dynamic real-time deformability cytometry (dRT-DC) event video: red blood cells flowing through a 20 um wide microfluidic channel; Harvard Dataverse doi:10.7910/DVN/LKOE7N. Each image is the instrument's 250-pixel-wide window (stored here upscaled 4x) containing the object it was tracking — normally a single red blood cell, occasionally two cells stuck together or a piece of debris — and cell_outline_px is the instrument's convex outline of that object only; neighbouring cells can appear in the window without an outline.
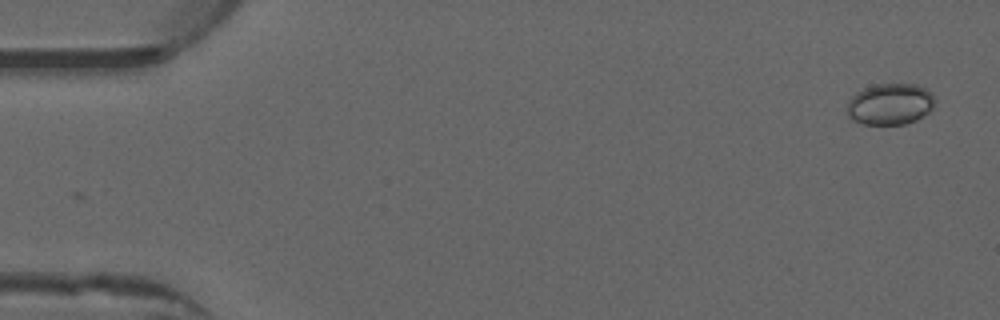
{"species": "common noctule bat (a hibernating species)", "species_latin": "Nyctalus noctula", "temperature_condition": "warm", "stored_images_in_passage": 16, "camera_frame_rate_fps": 3000, "um_per_image_px": 0.085, "animal": {"sex": "male", "forearm_length_mm": 52.5}, "frame": {"image": 1, "passage_image": 1, "time_ms": 0.0, "image_size_px": [1000, 320], "cell_outline_px": [[936, 100], [932, 108], [928, 112], [916, 120], [904, 124], [864, 124], [852, 120], [848, 116], [844, 108], [848, 100], [856, 92], [864, 88], [876, 84], [916, 84], [924, 88]], "centroid_in_image_um": [75.6, 8.85], "position_along_channel_um": 9.4, "area_um2": 21.27}}
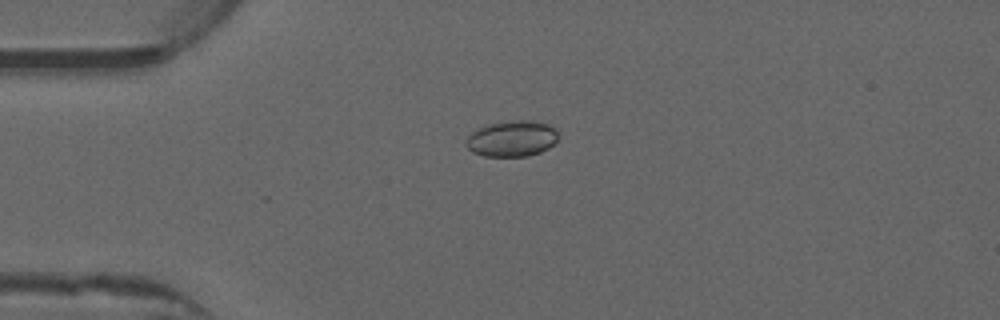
{"frame": {"image": 2, "passage_image": 12, "time_ms": 3.667, "image_size_px": [1000, 320], "cell_outline_px": [[556, 140], [548, 148], [540, 152], [528, 156], [484, 156], [472, 152], [464, 144], [468, 136], [472, 132], [488, 124], [512, 120], [528, 120], [548, 124], [556, 128]], "centroid_in_image_um": [43.49, 11.78], "position_along_channel_um": 41.5, "area_um2": 19.19}}